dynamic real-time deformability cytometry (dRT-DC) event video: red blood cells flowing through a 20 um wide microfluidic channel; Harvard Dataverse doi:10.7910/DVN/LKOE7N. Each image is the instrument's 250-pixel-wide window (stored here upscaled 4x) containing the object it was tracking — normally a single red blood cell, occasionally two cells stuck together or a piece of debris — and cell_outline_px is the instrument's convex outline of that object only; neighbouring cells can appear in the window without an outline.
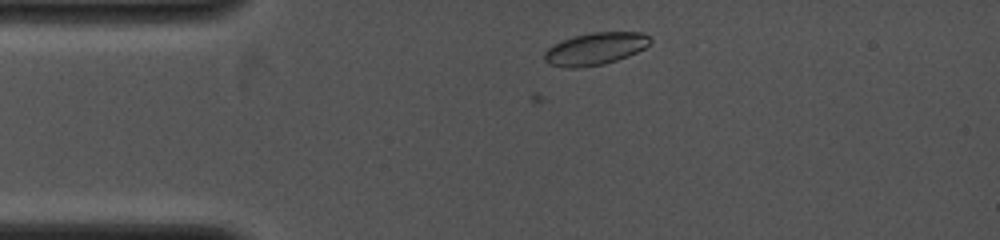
{"species": "common noctule bat (a hibernating species)", "species_latin": "Nyctalus noctula", "temperature_condition": "cold", "stored_images_in_passage": 6, "camera_frame_rate_fps": 4000, "um_per_image_px": 0.085, "animal": {"sex": "female", "body_mass_g": 19.0, "forearm_length_mm": 53.3}, "frame": {"image": 1, "passage_image": 3, "time_ms": 0.75, "image_size_px": [1000, 240], "cell_outline_px": [[652, 40], [644, 48], [628, 56], [604, 64], [580, 68], [564, 68], [548, 64], [544, 60], [544, 52], [552, 44], [576, 36], [592, 32], [644, 32]], "centroid_in_image_um": [50.57, 4.16], "position_along_channel_um": 34.4, "area_um2": 19.94}}